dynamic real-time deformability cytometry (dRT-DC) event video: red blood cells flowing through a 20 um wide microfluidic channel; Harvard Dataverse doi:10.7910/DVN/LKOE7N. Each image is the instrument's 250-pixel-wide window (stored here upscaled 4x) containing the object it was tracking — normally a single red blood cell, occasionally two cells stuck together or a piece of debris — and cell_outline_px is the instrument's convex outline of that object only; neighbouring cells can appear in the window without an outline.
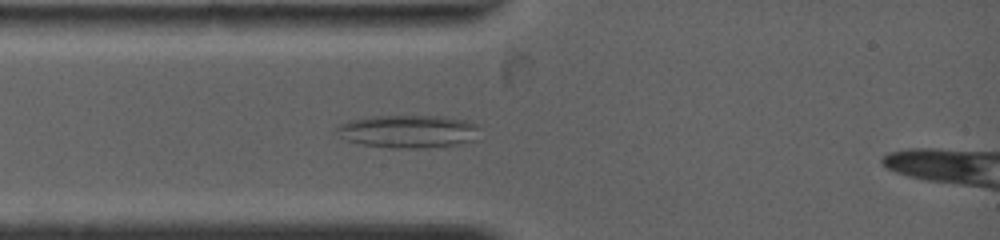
{"species": "common noctule bat (a hibernating species)", "species_latin": "Nyctalus noctula", "temperature_condition": "warm", "stored_images_in_passage": 5, "camera_frame_rate_fps": 4500, "um_per_image_px": 0.085, "animal": {"sex": "female", "body_mass_g": 19.0, "forearm_length_mm": 53.3}, "frame": {"image": 1, "passage_image": 5, "time_ms": 1.556, "image_size_px": [1000, 240], "cell_outline_px": [[480, 128], [476, 140], [460, 144], [424, 148], [388, 148], [364, 144], [348, 140], [336, 132], [332, 128], [336, 124], [348, 120], [372, 116], [444, 116], [464, 120], [476, 124]], "centroid_in_image_um": [34.69, 11.16], "position_along_channel_um": 50.3, "area_um2": 27.74}}